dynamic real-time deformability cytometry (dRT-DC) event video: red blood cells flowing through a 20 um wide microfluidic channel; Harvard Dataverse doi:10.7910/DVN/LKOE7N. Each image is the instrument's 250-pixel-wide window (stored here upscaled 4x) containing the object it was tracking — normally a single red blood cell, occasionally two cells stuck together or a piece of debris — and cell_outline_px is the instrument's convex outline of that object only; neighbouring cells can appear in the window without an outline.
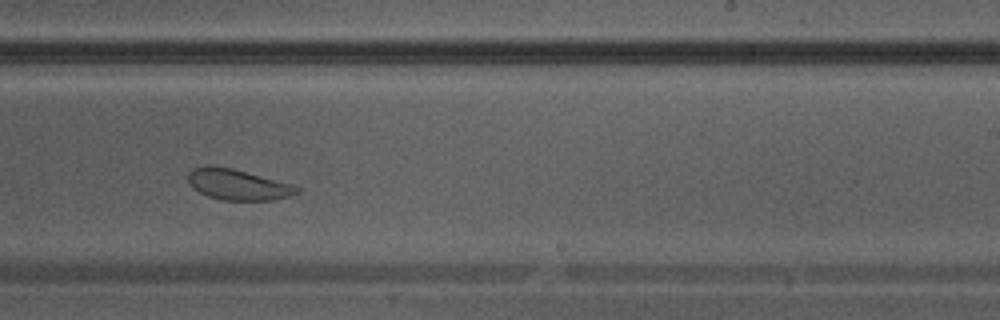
{"species": "Egyptian fruit bat (a non-hibernating species)", "species_latin": "Rousettus aegyptiacus", "temperature_condition": "warm", "stored_images_in_passage": 34, "camera_frame_rate_fps": 3000, "um_per_image_px": 0.085, "animal": {"sex": "male"}, "frame": {"image": 1, "passage_image": 20, "time_ms": 6.333, "image_size_px": [1000, 320], "cell_outline_px": [[300, 192], [276, 200], [220, 200], [208, 196], [192, 188], [188, 184], [188, 172], [192, 168], [208, 164], [212, 164], [232, 168], [292, 184], [300, 188]], "centroid_in_image_um": [20.17, 15.67], "position_along_channel_um": 268.8, "area_um2": 19.77}}